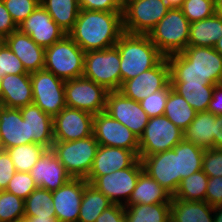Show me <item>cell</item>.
Returning a JSON list of instances; mask_svg holds the SVG:
<instances>
[{
	"mask_svg": "<svg viewBox=\"0 0 222 222\" xmlns=\"http://www.w3.org/2000/svg\"><path fill=\"white\" fill-rule=\"evenodd\" d=\"M30 174L37 187L48 191L59 189L72 178L51 149L44 151Z\"/></svg>",
	"mask_w": 222,
	"mask_h": 222,
	"instance_id": "cell-20",
	"label": "cell"
},
{
	"mask_svg": "<svg viewBox=\"0 0 222 222\" xmlns=\"http://www.w3.org/2000/svg\"><path fill=\"white\" fill-rule=\"evenodd\" d=\"M170 9L164 0H132L123 7V31L148 34Z\"/></svg>",
	"mask_w": 222,
	"mask_h": 222,
	"instance_id": "cell-10",
	"label": "cell"
},
{
	"mask_svg": "<svg viewBox=\"0 0 222 222\" xmlns=\"http://www.w3.org/2000/svg\"><path fill=\"white\" fill-rule=\"evenodd\" d=\"M24 216L56 217L52 191L36 188L24 200Z\"/></svg>",
	"mask_w": 222,
	"mask_h": 222,
	"instance_id": "cell-38",
	"label": "cell"
},
{
	"mask_svg": "<svg viewBox=\"0 0 222 222\" xmlns=\"http://www.w3.org/2000/svg\"><path fill=\"white\" fill-rule=\"evenodd\" d=\"M37 187L30 172H15L5 191L26 199Z\"/></svg>",
	"mask_w": 222,
	"mask_h": 222,
	"instance_id": "cell-42",
	"label": "cell"
},
{
	"mask_svg": "<svg viewBox=\"0 0 222 222\" xmlns=\"http://www.w3.org/2000/svg\"><path fill=\"white\" fill-rule=\"evenodd\" d=\"M190 25L180 8H171L148 36L167 57L182 52L188 46Z\"/></svg>",
	"mask_w": 222,
	"mask_h": 222,
	"instance_id": "cell-4",
	"label": "cell"
},
{
	"mask_svg": "<svg viewBox=\"0 0 222 222\" xmlns=\"http://www.w3.org/2000/svg\"><path fill=\"white\" fill-rule=\"evenodd\" d=\"M214 49L222 55V37L218 39Z\"/></svg>",
	"mask_w": 222,
	"mask_h": 222,
	"instance_id": "cell-57",
	"label": "cell"
},
{
	"mask_svg": "<svg viewBox=\"0 0 222 222\" xmlns=\"http://www.w3.org/2000/svg\"><path fill=\"white\" fill-rule=\"evenodd\" d=\"M122 13L81 9L67 35L84 52L113 47L124 32Z\"/></svg>",
	"mask_w": 222,
	"mask_h": 222,
	"instance_id": "cell-2",
	"label": "cell"
},
{
	"mask_svg": "<svg viewBox=\"0 0 222 222\" xmlns=\"http://www.w3.org/2000/svg\"><path fill=\"white\" fill-rule=\"evenodd\" d=\"M15 172V166L8 152L0 149V191L6 189Z\"/></svg>",
	"mask_w": 222,
	"mask_h": 222,
	"instance_id": "cell-48",
	"label": "cell"
},
{
	"mask_svg": "<svg viewBox=\"0 0 222 222\" xmlns=\"http://www.w3.org/2000/svg\"><path fill=\"white\" fill-rule=\"evenodd\" d=\"M170 82V65L164 57L155 67L124 81L119 91L125 97L140 102L148 95L164 89Z\"/></svg>",
	"mask_w": 222,
	"mask_h": 222,
	"instance_id": "cell-15",
	"label": "cell"
},
{
	"mask_svg": "<svg viewBox=\"0 0 222 222\" xmlns=\"http://www.w3.org/2000/svg\"><path fill=\"white\" fill-rule=\"evenodd\" d=\"M108 91L84 76L65 81L66 107L96 115L106 109Z\"/></svg>",
	"mask_w": 222,
	"mask_h": 222,
	"instance_id": "cell-12",
	"label": "cell"
},
{
	"mask_svg": "<svg viewBox=\"0 0 222 222\" xmlns=\"http://www.w3.org/2000/svg\"><path fill=\"white\" fill-rule=\"evenodd\" d=\"M214 148L222 150V115L216 116V129L214 133Z\"/></svg>",
	"mask_w": 222,
	"mask_h": 222,
	"instance_id": "cell-52",
	"label": "cell"
},
{
	"mask_svg": "<svg viewBox=\"0 0 222 222\" xmlns=\"http://www.w3.org/2000/svg\"><path fill=\"white\" fill-rule=\"evenodd\" d=\"M31 143L27 120L19 108L0 106V149Z\"/></svg>",
	"mask_w": 222,
	"mask_h": 222,
	"instance_id": "cell-21",
	"label": "cell"
},
{
	"mask_svg": "<svg viewBox=\"0 0 222 222\" xmlns=\"http://www.w3.org/2000/svg\"><path fill=\"white\" fill-rule=\"evenodd\" d=\"M80 9L104 12H123L120 0H79Z\"/></svg>",
	"mask_w": 222,
	"mask_h": 222,
	"instance_id": "cell-46",
	"label": "cell"
},
{
	"mask_svg": "<svg viewBox=\"0 0 222 222\" xmlns=\"http://www.w3.org/2000/svg\"><path fill=\"white\" fill-rule=\"evenodd\" d=\"M17 29L18 26L11 17L4 2L0 0V41Z\"/></svg>",
	"mask_w": 222,
	"mask_h": 222,
	"instance_id": "cell-49",
	"label": "cell"
},
{
	"mask_svg": "<svg viewBox=\"0 0 222 222\" xmlns=\"http://www.w3.org/2000/svg\"><path fill=\"white\" fill-rule=\"evenodd\" d=\"M172 195L143 171L126 205L171 203Z\"/></svg>",
	"mask_w": 222,
	"mask_h": 222,
	"instance_id": "cell-27",
	"label": "cell"
},
{
	"mask_svg": "<svg viewBox=\"0 0 222 222\" xmlns=\"http://www.w3.org/2000/svg\"><path fill=\"white\" fill-rule=\"evenodd\" d=\"M85 52L66 34L45 48L44 69L64 81L81 77Z\"/></svg>",
	"mask_w": 222,
	"mask_h": 222,
	"instance_id": "cell-5",
	"label": "cell"
},
{
	"mask_svg": "<svg viewBox=\"0 0 222 222\" xmlns=\"http://www.w3.org/2000/svg\"><path fill=\"white\" fill-rule=\"evenodd\" d=\"M215 129L216 116L208 111L198 112L184 131V139L204 149L214 148Z\"/></svg>",
	"mask_w": 222,
	"mask_h": 222,
	"instance_id": "cell-28",
	"label": "cell"
},
{
	"mask_svg": "<svg viewBox=\"0 0 222 222\" xmlns=\"http://www.w3.org/2000/svg\"><path fill=\"white\" fill-rule=\"evenodd\" d=\"M2 41L20 59L27 73L44 69L45 48L37 45L29 35L17 29Z\"/></svg>",
	"mask_w": 222,
	"mask_h": 222,
	"instance_id": "cell-22",
	"label": "cell"
},
{
	"mask_svg": "<svg viewBox=\"0 0 222 222\" xmlns=\"http://www.w3.org/2000/svg\"><path fill=\"white\" fill-rule=\"evenodd\" d=\"M19 109L23 120H27L31 143L40 144L46 149H51L54 143L53 117L44 113L34 103Z\"/></svg>",
	"mask_w": 222,
	"mask_h": 222,
	"instance_id": "cell-25",
	"label": "cell"
},
{
	"mask_svg": "<svg viewBox=\"0 0 222 222\" xmlns=\"http://www.w3.org/2000/svg\"><path fill=\"white\" fill-rule=\"evenodd\" d=\"M205 149L183 139L179 142V174L184 178L202 170Z\"/></svg>",
	"mask_w": 222,
	"mask_h": 222,
	"instance_id": "cell-35",
	"label": "cell"
},
{
	"mask_svg": "<svg viewBox=\"0 0 222 222\" xmlns=\"http://www.w3.org/2000/svg\"><path fill=\"white\" fill-rule=\"evenodd\" d=\"M31 222H59L56 217L25 216Z\"/></svg>",
	"mask_w": 222,
	"mask_h": 222,
	"instance_id": "cell-53",
	"label": "cell"
},
{
	"mask_svg": "<svg viewBox=\"0 0 222 222\" xmlns=\"http://www.w3.org/2000/svg\"><path fill=\"white\" fill-rule=\"evenodd\" d=\"M180 9L190 23L215 14L214 0H185Z\"/></svg>",
	"mask_w": 222,
	"mask_h": 222,
	"instance_id": "cell-40",
	"label": "cell"
},
{
	"mask_svg": "<svg viewBox=\"0 0 222 222\" xmlns=\"http://www.w3.org/2000/svg\"><path fill=\"white\" fill-rule=\"evenodd\" d=\"M120 54L116 46L85 52V78L103 86L107 91H119L121 87Z\"/></svg>",
	"mask_w": 222,
	"mask_h": 222,
	"instance_id": "cell-7",
	"label": "cell"
},
{
	"mask_svg": "<svg viewBox=\"0 0 222 222\" xmlns=\"http://www.w3.org/2000/svg\"><path fill=\"white\" fill-rule=\"evenodd\" d=\"M24 217V199L9 193L0 191V222H16Z\"/></svg>",
	"mask_w": 222,
	"mask_h": 222,
	"instance_id": "cell-39",
	"label": "cell"
},
{
	"mask_svg": "<svg viewBox=\"0 0 222 222\" xmlns=\"http://www.w3.org/2000/svg\"><path fill=\"white\" fill-rule=\"evenodd\" d=\"M171 84L172 88L179 93L197 113L207 111L215 85Z\"/></svg>",
	"mask_w": 222,
	"mask_h": 222,
	"instance_id": "cell-34",
	"label": "cell"
},
{
	"mask_svg": "<svg viewBox=\"0 0 222 222\" xmlns=\"http://www.w3.org/2000/svg\"><path fill=\"white\" fill-rule=\"evenodd\" d=\"M16 222H31L27 217L19 218Z\"/></svg>",
	"mask_w": 222,
	"mask_h": 222,
	"instance_id": "cell-58",
	"label": "cell"
},
{
	"mask_svg": "<svg viewBox=\"0 0 222 222\" xmlns=\"http://www.w3.org/2000/svg\"><path fill=\"white\" fill-rule=\"evenodd\" d=\"M184 139V132L166 116L149 118L143 134L139 137L138 158L171 150Z\"/></svg>",
	"mask_w": 222,
	"mask_h": 222,
	"instance_id": "cell-9",
	"label": "cell"
},
{
	"mask_svg": "<svg viewBox=\"0 0 222 222\" xmlns=\"http://www.w3.org/2000/svg\"><path fill=\"white\" fill-rule=\"evenodd\" d=\"M202 171L208 177L222 176V150L216 148L205 149Z\"/></svg>",
	"mask_w": 222,
	"mask_h": 222,
	"instance_id": "cell-45",
	"label": "cell"
},
{
	"mask_svg": "<svg viewBox=\"0 0 222 222\" xmlns=\"http://www.w3.org/2000/svg\"><path fill=\"white\" fill-rule=\"evenodd\" d=\"M171 88L172 84L170 82L164 89L154 92L140 101L142 109L149 118L164 115L167 97Z\"/></svg>",
	"mask_w": 222,
	"mask_h": 222,
	"instance_id": "cell-41",
	"label": "cell"
},
{
	"mask_svg": "<svg viewBox=\"0 0 222 222\" xmlns=\"http://www.w3.org/2000/svg\"><path fill=\"white\" fill-rule=\"evenodd\" d=\"M213 207L206 201H183L172 198L170 222H214Z\"/></svg>",
	"mask_w": 222,
	"mask_h": 222,
	"instance_id": "cell-26",
	"label": "cell"
},
{
	"mask_svg": "<svg viewBox=\"0 0 222 222\" xmlns=\"http://www.w3.org/2000/svg\"><path fill=\"white\" fill-rule=\"evenodd\" d=\"M196 111L173 88H171L165 105L164 116L183 132L192 123Z\"/></svg>",
	"mask_w": 222,
	"mask_h": 222,
	"instance_id": "cell-33",
	"label": "cell"
},
{
	"mask_svg": "<svg viewBox=\"0 0 222 222\" xmlns=\"http://www.w3.org/2000/svg\"><path fill=\"white\" fill-rule=\"evenodd\" d=\"M32 103L30 74L5 75L0 79V106L21 108Z\"/></svg>",
	"mask_w": 222,
	"mask_h": 222,
	"instance_id": "cell-23",
	"label": "cell"
},
{
	"mask_svg": "<svg viewBox=\"0 0 222 222\" xmlns=\"http://www.w3.org/2000/svg\"><path fill=\"white\" fill-rule=\"evenodd\" d=\"M166 58L171 83L222 84V55L212 47L187 46Z\"/></svg>",
	"mask_w": 222,
	"mask_h": 222,
	"instance_id": "cell-1",
	"label": "cell"
},
{
	"mask_svg": "<svg viewBox=\"0 0 222 222\" xmlns=\"http://www.w3.org/2000/svg\"><path fill=\"white\" fill-rule=\"evenodd\" d=\"M205 201L212 207L222 205V176L209 177Z\"/></svg>",
	"mask_w": 222,
	"mask_h": 222,
	"instance_id": "cell-47",
	"label": "cell"
},
{
	"mask_svg": "<svg viewBox=\"0 0 222 222\" xmlns=\"http://www.w3.org/2000/svg\"><path fill=\"white\" fill-rule=\"evenodd\" d=\"M138 156L124 148L99 145L88 176H103L130 167Z\"/></svg>",
	"mask_w": 222,
	"mask_h": 222,
	"instance_id": "cell-24",
	"label": "cell"
},
{
	"mask_svg": "<svg viewBox=\"0 0 222 222\" xmlns=\"http://www.w3.org/2000/svg\"><path fill=\"white\" fill-rule=\"evenodd\" d=\"M33 103L54 117L65 107V81L45 69L30 73Z\"/></svg>",
	"mask_w": 222,
	"mask_h": 222,
	"instance_id": "cell-11",
	"label": "cell"
},
{
	"mask_svg": "<svg viewBox=\"0 0 222 222\" xmlns=\"http://www.w3.org/2000/svg\"><path fill=\"white\" fill-rule=\"evenodd\" d=\"M113 203L94 186H85L80 206L78 222H96L101 213Z\"/></svg>",
	"mask_w": 222,
	"mask_h": 222,
	"instance_id": "cell-32",
	"label": "cell"
},
{
	"mask_svg": "<svg viewBox=\"0 0 222 222\" xmlns=\"http://www.w3.org/2000/svg\"><path fill=\"white\" fill-rule=\"evenodd\" d=\"M94 115L65 107L53 117L54 141H74L93 135Z\"/></svg>",
	"mask_w": 222,
	"mask_h": 222,
	"instance_id": "cell-17",
	"label": "cell"
},
{
	"mask_svg": "<svg viewBox=\"0 0 222 222\" xmlns=\"http://www.w3.org/2000/svg\"><path fill=\"white\" fill-rule=\"evenodd\" d=\"M40 3L66 34L73 28L81 10L79 0H40Z\"/></svg>",
	"mask_w": 222,
	"mask_h": 222,
	"instance_id": "cell-30",
	"label": "cell"
},
{
	"mask_svg": "<svg viewBox=\"0 0 222 222\" xmlns=\"http://www.w3.org/2000/svg\"><path fill=\"white\" fill-rule=\"evenodd\" d=\"M222 37V18L214 14L190 25L188 46L212 47Z\"/></svg>",
	"mask_w": 222,
	"mask_h": 222,
	"instance_id": "cell-29",
	"label": "cell"
},
{
	"mask_svg": "<svg viewBox=\"0 0 222 222\" xmlns=\"http://www.w3.org/2000/svg\"><path fill=\"white\" fill-rule=\"evenodd\" d=\"M170 8H181L185 0H164Z\"/></svg>",
	"mask_w": 222,
	"mask_h": 222,
	"instance_id": "cell-55",
	"label": "cell"
},
{
	"mask_svg": "<svg viewBox=\"0 0 222 222\" xmlns=\"http://www.w3.org/2000/svg\"><path fill=\"white\" fill-rule=\"evenodd\" d=\"M17 26L40 4V0H2Z\"/></svg>",
	"mask_w": 222,
	"mask_h": 222,
	"instance_id": "cell-44",
	"label": "cell"
},
{
	"mask_svg": "<svg viewBox=\"0 0 222 222\" xmlns=\"http://www.w3.org/2000/svg\"><path fill=\"white\" fill-rule=\"evenodd\" d=\"M39 46L47 48L61 40L66 32L51 18L48 11L41 5L18 26Z\"/></svg>",
	"mask_w": 222,
	"mask_h": 222,
	"instance_id": "cell-18",
	"label": "cell"
},
{
	"mask_svg": "<svg viewBox=\"0 0 222 222\" xmlns=\"http://www.w3.org/2000/svg\"><path fill=\"white\" fill-rule=\"evenodd\" d=\"M141 162L143 170L174 196L181 183L179 143L171 150L145 156L141 159Z\"/></svg>",
	"mask_w": 222,
	"mask_h": 222,
	"instance_id": "cell-13",
	"label": "cell"
},
{
	"mask_svg": "<svg viewBox=\"0 0 222 222\" xmlns=\"http://www.w3.org/2000/svg\"><path fill=\"white\" fill-rule=\"evenodd\" d=\"M99 143L94 135L74 141H54L51 150L72 178L86 179L89 175Z\"/></svg>",
	"mask_w": 222,
	"mask_h": 222,
	"instance_id": "cell-6",
	"label": "cell"
},
{
	"mask_svg": "<svg viewBox=\"0 0 222 222\" xmlns=\"http://www.w3.org/2000/svg\"><path fill=\"white\" fill-rule=\"evenodd\" d=\"M207 111L215 116L222 115V84L215 85Z\"/></svg>",
	"mask_w": 222,
	"mask_h": 222,
	"instance_id": "cell-51",
	"label": "cell"
},
{
	"mask_svg": "<svg viewBox=\"0 0 222 222\" xmlns=\"http://www.w3.org/2000/svg\"><path fill=\"white\" fill-rule=\"evenodd\" d=\"M96 222H126L124 206L113 204L101 213Z\"/></svg>",
	"mask_w": 222,
	"mask_h": 222,
	"instance_id": "cell-50",
	"label": "cell"
},
{
	"mask_svg": "<svg viewBox=\"0 0 222 222\" xmlns=\"http://www.w3.org/2000/svg\"><path fill=\"white\" fill-rule=\"evenodd\" d=\"M214 222H222V205L213 207Z\"/></svg>",
	"mask_w": 222,
	"mask_h": 222,
	"instance_id": "cell-54",
	"label": "cell"
},
{
	"mask_svg": "<svg viewBox=\"0 0 222 222\" xmlns=\"http://www.w3.org/2000/svg\"><path fill=\"white\" fill-rule=\"evenodd\" d=\"M215 14L222 18V0H214Z\"/></svg>",
	"mask_w": 222,
	"mask_h": 222,
	"instance_id": "cell-56",
	"label": "cell"
},
{
	"mask_svg": "<svg viewBox=\"0 0 222 222\" xmlns=\"http://www.w3.org/2000/svg\"><path fill=\"white\" fill-rule=\"evenodd\" d=\"M105 112L129 128L138 138L149 121L140 102L125 97L120 91H108Z\"/></svg>",
	"mask_w": 222,
	"mask_h": 222,
	"instance_id": "cell-16",
	"label": "cell"
},
{
	"mask_svg": "<svg viewBox=\"0 0 222 222\" xmlns=\"http://www.w3.org/2000/svg\"><path fill=\"white\" fill-rule=\"evenodd\" d=\"M45 150V147L35 143L6 149L13 161L16 172H30Z\"/></svg>",
	"mask_w": 222,
	"mask_h": 222,
	"instance_id": "cell-37",
	"label": "cell"
},
{
	"mask_svg": "<svg viewBox=\"0 0 222 222\" xmlns=\"http://www.w3.org/2000/svg\"><path fill=\"white\" fill-rule=\"evenodd\" d=\"M30 74L27 73L20 59L0 41V79L5 75Z\"/></svg>",
	"mask_w": 222,
	"mask_h": 222,
	"instance_id": "cell-43",
	"label": "cell"
},
{
	"mask_svg": "<svg viewBox=\"0 0 222 222\" xmlns=\"http://www.w3.org/2000/svg\"><path fill=\"white\" fill-rule=\"evenodd\" d=\"M132 0H120L122 6L124 7L127 3H129Z\"/></svg>",
	"mask_w": 222,
	"mask_h": 222,
	"instance_id": "cell-59",
	"label": "cell"
},
{
	"mask_svg": "<svg viewBox=\"0 0 222 222\" xmlns=\"http://www.w3.org/2000/svg\"><path fill=\"white\" fill-rule=\"evenodd\" d=\"M209 177L202 171H198L182 179L178 190L172 198L183 201H205Z\"/></svg>",
	"mask_w": 222,
	"mask_h": 222,
	"instance_id": "cell-36",
	"label": "cell"
},
{
	"mask_svg": "<svg viewBox=\"0 0 222 222\" xmlns=\"http://www.w3.org/2000/svg\"><path fill=\"white\" fill-rule=\"evenodd\" d=\"M171 203L125 205L126 222H170Z\"/></svg>",
	"mask_w": 222,
	"mask_h": 222,
	"instance_id": "cell-31",
	"label": "cell"
},
{
	"mask_svg": "<svg viewBox=\"0 0 222 222\" xmlns=\"http://www.w3.org/2000/svg\"><path fill=\"white\" fill-rule=\"evenodd\" d=\"M115 46L120 54L121 85L144 71L155 67L165 56L148 34L123 32Z\"/></svg>",
	"mask_w": 222,
	"mask_h": 222,
	"instance_id": "cell-3",
	"label": "cell"
},
{
	"mask_svg": "<svg viewBox=\"0 0 222 222\" xmlns=\"http://www.w3.org/2000/svg\"><path fill=\"white\" fill-rule=\"evenodd\" d=\"M88 182L71 178L59 189L52 191L53 205L59 222H78L81 201Z\"/></svg>",
	"mask_w": 222,
	"mask_h": 222,
	"instance_id": "cell-19",
	"label": "cell"
},
{
	"mask_svg": "<svg viewBox=\"0 0 222 222\" xmlns=\"http://www.w3.org/2000/svg\"><path fill=\"white\" fill-rule=\"evenodd\" d=\"M93 135L101 146L132 150L138 156L139 138L137 135L105 111L94 115Z\"/></svg>",
	"mask_w": 222,
	"mask_h": 222,
	"instance_id": "cell-14",
	"label": "cell"
},
{
	"mask_svg": "<svg viewBox=\"0 0 222 222\" xmlns=\"http://www.w3.org/2000/svg\"><path fill=\"white\" fill-rule=\"evenodd\" d=\"M143 171L141 159L138 158L128 168L103 176H87L85 180L102 192L113 204L125 206Z\"/></svg>",
	"mask_w": 222,
	"mask_h": 222,
	"instance_id": "cell-8",
	"label": "cell"
}]
</instances>
